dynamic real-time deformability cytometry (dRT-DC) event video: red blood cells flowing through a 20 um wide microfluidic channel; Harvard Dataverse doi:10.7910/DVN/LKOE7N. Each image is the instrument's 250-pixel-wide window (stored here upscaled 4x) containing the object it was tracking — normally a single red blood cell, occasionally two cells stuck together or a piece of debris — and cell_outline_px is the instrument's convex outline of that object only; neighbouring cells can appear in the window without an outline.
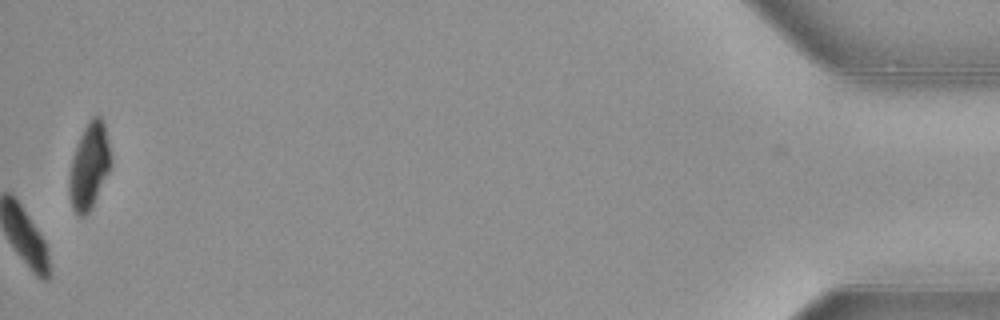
{"species": "common noctule bat (a hibernating species)", "species_latin": "Nyctalus noctula", "temperature_condition": "warm", "stored_images_in_passage": 37, "camera_frame_rate_fps": 3000, "um_per_image_px": 0.085, "animal": {"sex": "female", "body_mass_g": 21.9}, "frame": {"image": 1, "passage_image": 37, "time_ms": 12.0, "image_size_px": [1000, 320], "cell_outline_px": [[112, 164], [88, 212], [84, 216], [80, 216], [72, 208], [68, 196], [68, 176], [72, 156], [80, 136], [88, 120], [92, 116], [100, 116], [104, 120], [112, 160]], "centroid_in_image_um": [7.56, 14.07], "position_along_channel_um": 427.6, "area_um2": 20.87}}